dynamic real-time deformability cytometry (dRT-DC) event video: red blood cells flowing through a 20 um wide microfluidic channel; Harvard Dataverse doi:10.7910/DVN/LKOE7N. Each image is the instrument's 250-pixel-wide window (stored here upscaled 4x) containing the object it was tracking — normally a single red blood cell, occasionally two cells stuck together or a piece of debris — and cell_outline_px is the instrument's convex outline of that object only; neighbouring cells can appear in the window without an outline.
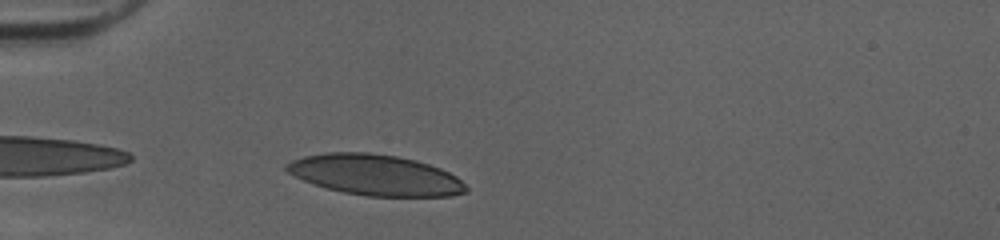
{"species": "human", "species_latin": "Homo sapiens", "temperature_condition": "cold", "stored_images_in_passage": 29, "camera_frame_rate_fps": 3000, "um_per_image_px": 0.085, "donor": {"sex": "female"}, "frame": {"image": 1, "passage_image": 2, "time_ms": 0.333, "image_size_px": [1000, 240], "cell_outline_px": [[468, 192], [452, 196], [364, 196], [344, 192], [328, 188], [304, 180], [288, 172], [284, 168], [284, 164], [292, 160], [304, 156], [328, 152], [368, 152], [396, 156], [416, 160], [440, 168], [456, 176], [468, 188]], "centroid_in_image_um": [31.91, 14.87], "position_along_channel_um": 53.1, "area_um2": 42.43}}
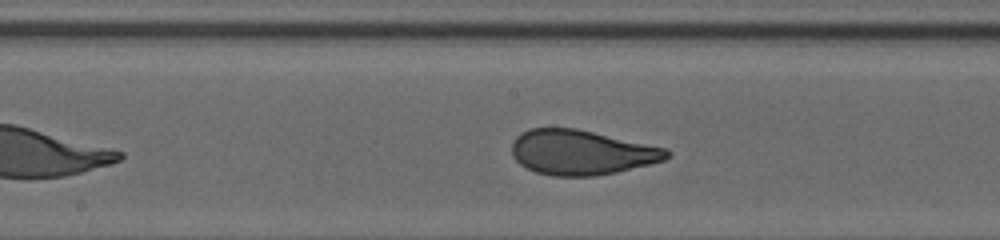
{"frame": {"image": 2, "passage_image": 14, "time_ms": 4.333, "image_size_px": [1000, 240], "cell_outline_px": [[672, 156], [664, 160], [616, 172], [596, 176], [552, 176], [536, 172], [520, 164], [512, 156], [512, 144], [516, 136], [520, 132], [528, 128], [576, 128], [668, 148], [672, 152]], "centroid_in_image_um": [49.43, 12.94], "position_along_channel_um": 198.8, "area_um2": 40.69}}
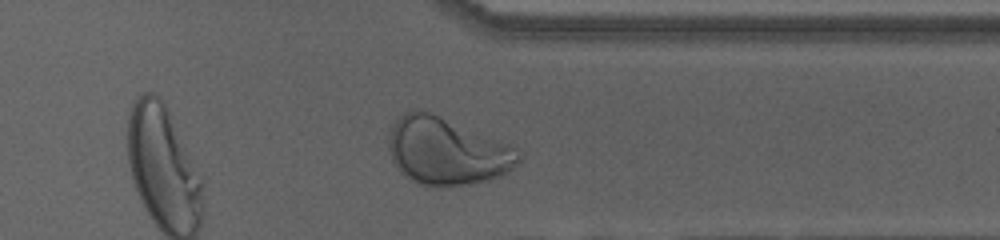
{"frame": {"image": 3, "passage_image": 27, "time_ms": 8.667, "image_size_px": [1000, 240], "cell_outline_px": [[520, 160], [508, 172], [500, 176], [488, 180], [448, 188], [428, 188], [408, 180], [396, 168], [392, 160], [388, 148], [388, 136], [392, 124], [396, 116], [412, 108], [428, 112], [508, 144], [520, 156]], "centroid_in_image_um": [37.87, 12.89], "position_along_channel_um": 373.5, "area_um2": 51.21}, "authors_computed_cell_mechanics": {"area_um2": 41.1536, "velocity_mm_per_s": 4.037, "shape_relaxation_time_tau1_ms": 3.7544, "shape_relaxation_time_tau2_ms": null, "deformation_change_tau1": 0.178, "deformation_change_tau2": null}}